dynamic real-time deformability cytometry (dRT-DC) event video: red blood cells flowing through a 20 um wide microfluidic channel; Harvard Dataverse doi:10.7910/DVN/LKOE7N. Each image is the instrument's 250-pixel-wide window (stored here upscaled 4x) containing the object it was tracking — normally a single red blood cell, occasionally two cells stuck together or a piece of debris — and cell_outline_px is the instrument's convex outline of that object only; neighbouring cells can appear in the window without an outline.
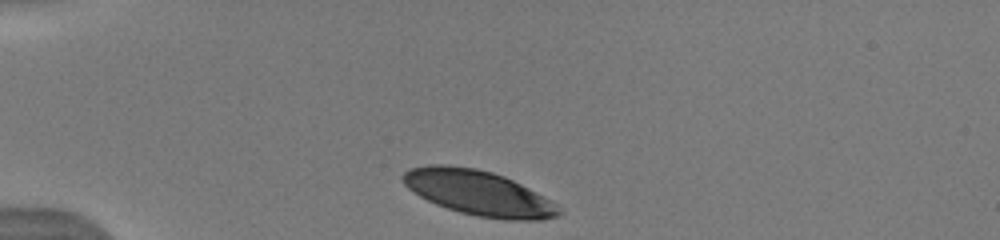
{"species": "human", "species_latin": "Homo sapiens", "temperature_condition": "warm", "stored_images_in_passage": 34, "camera_frame_rate_fps": 3000, "um_per_image_px": 0.085, "donor": {"sex": "male"}, "frame": {"image": 1, "passage_image": 1, "time_ms": 0.0, "image_size_px": [1000, 240], "cell_outline_px": [[560, 212], [556, 216], [540, 220], [504, 220], [476, 216], [460, 212], [436, 204], [412, 192], [400, 180], [400, 176], [408, 168], [428, 164], [448, 164], [476, 168], [492, 172], [504, 176], [528, 188], [556, 204]], "centroid_in_image_um": [40.59, 16.38], "position_along_channel_um": 44.4, "area_um2": 40.81}}